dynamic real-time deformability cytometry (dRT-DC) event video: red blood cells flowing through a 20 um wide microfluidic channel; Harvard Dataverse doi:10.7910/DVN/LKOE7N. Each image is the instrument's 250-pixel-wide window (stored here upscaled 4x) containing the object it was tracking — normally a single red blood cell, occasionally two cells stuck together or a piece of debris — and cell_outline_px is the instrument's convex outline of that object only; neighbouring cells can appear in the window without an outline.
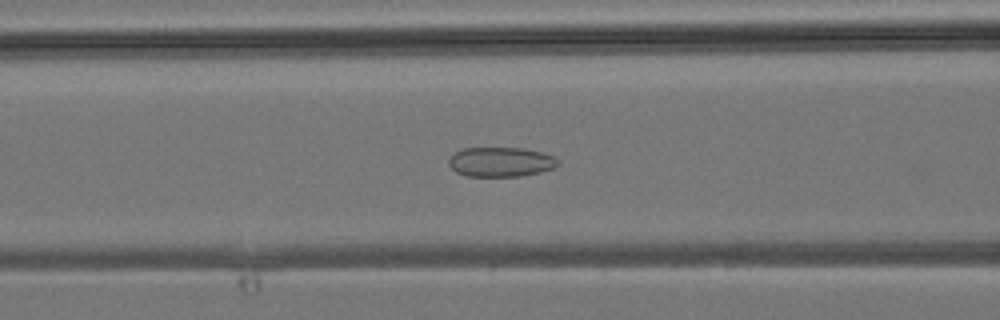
{"species": "common noctule bat (a hibernating species)", "species_latin": "Nyctalus noctula", "temperature_condition": "room temperature", "stored_images_in_passage": 32, "camera_frame_rate_fps": 3000, "um_per_image_px": 0.085, "animal": {"sex": "male", "body_mass_g": 19.2, "forearm_length_mm": 51.8}, "frame": {"image": 1, "passage_image": 7, "time_ms": 2.0, "image_size_px": [1000, 320], "cell_outline_px": [[560, 164], [552, 168], [540, 172], [520, 176], [464, 176], [456, 172], [448, 164], [448, 160], [456, 152], [464, 148], [524, 148], [556, 156], [560, 160]], "centroid_in_image_um": [42.59, 13.76], "position_along_channel_um": 124.0, "area_um2": 18.9}}
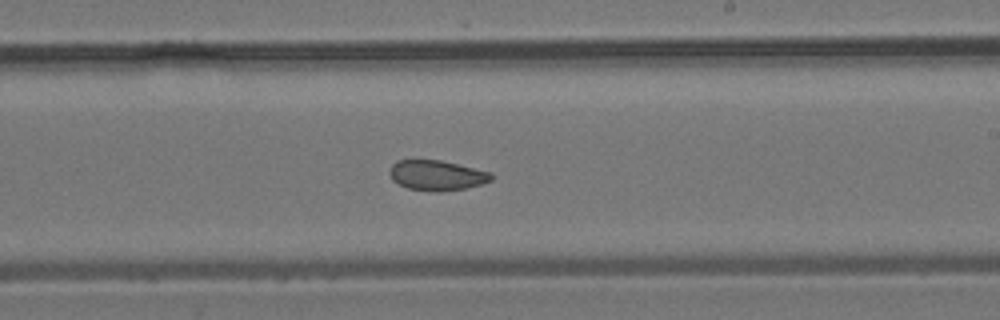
{"frame": {"image": 2, "passage_image": 15, "time_ms": 4.667, "image_size_px": [1000, 320], "cell_outline_px": [[492, 180], [480, 184], [464, 188], [440, 192], [436, 192], [408, 188], [392, 180], [388, 172], [392, 164], [396, 160], [440, 160], [492, 172]], "centroid_in_image_um": [37.1, 14.9], "position_along_channel_um": 251.9, "area_um2": 17.8}}
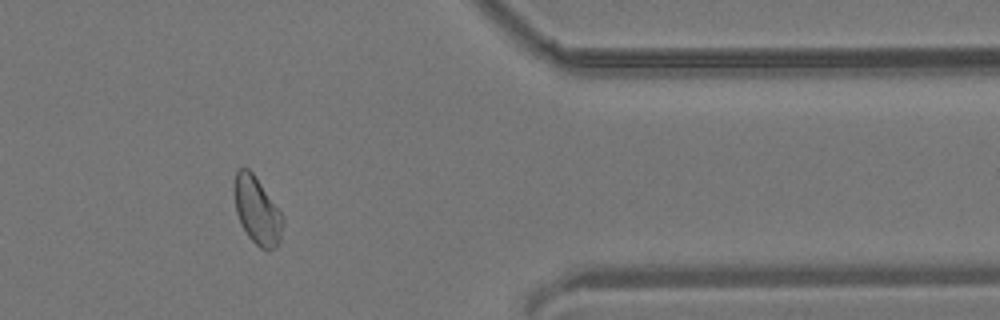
{"frame": {"image": 3, "passage_image": 25, "time_ms": 8.0, "image_size_px": [1000, 320], "cell_outline_px": [[284, 220], [280, 240], [276, 248], [260, 248], [248, 236], [240, 224], [236, 212], [232, 188], [236, 172], [240, 168], [248, 168], [252, 172], [284, 216]], "centroid_in_image_um": [21.83, 17.88], "position_along_channel_um": 389.6, "area_um2": 19.13}}